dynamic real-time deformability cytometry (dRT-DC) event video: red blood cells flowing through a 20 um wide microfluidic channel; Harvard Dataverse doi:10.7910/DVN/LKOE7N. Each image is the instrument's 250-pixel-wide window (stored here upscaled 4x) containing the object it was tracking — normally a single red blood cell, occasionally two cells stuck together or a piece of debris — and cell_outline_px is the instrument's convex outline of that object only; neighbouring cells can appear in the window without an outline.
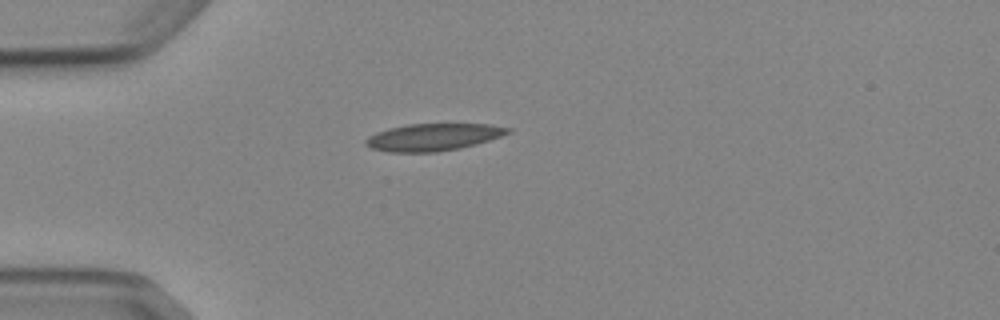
{"species": "Egyptian fruit bat (a non-hibernating species)", "species_latin": "Rousettus aegyptiacus", "temperature_condition": "cold", "stored_images_in_passage": 2, "camera_frame_rate_fps": 3000, "um_per_image_px": 0.085, "animal": {"sex": "female"}, "frame": {"image": 1, "passage_image": 1, "time_ms": 0.0, "image_size_px": [1000, 320], "cell_outline_px": [[512, 132], [476, 144], [460, 148], [436, 152], [388, 152], [372, 148], [364, 144], [364, 140], [368, 136], [376, 132], [388, 128], [408, 124], [488, 124], [512, 128]], "centroid_in_image_um": [36.8, 11.65], "position_along_channel_um": 48.2, "area_um2": 22.54}}